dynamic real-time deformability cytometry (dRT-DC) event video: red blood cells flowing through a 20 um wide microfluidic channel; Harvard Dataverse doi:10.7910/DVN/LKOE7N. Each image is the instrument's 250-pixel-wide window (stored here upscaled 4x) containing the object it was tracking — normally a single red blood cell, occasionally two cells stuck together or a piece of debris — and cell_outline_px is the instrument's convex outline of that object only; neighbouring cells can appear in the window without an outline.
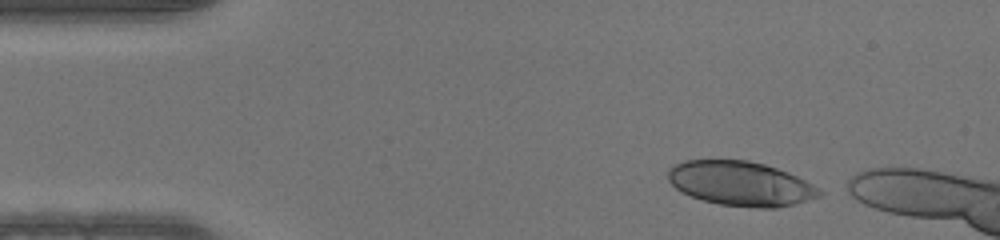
{"species": "human", "species_latin": "Homo sapiens", "temperature_condition": "warm", "stored_images_in_passage": 42, "camera_frame_rate_fps": 3000, "um_per_image_px": 0.085, "donor": {"sex": "male"}, "frame": {"image": 1, "passage_image": 1, "time_ms": 0.0, "image_size_px": [1000, 240], "cell_outline_px": [[824, 192], [820, 196], [792, 204], [776, 208], [756, 208], [720, 204], [704, 200], [692, 196], [676, 188], [668, 180], [668, 168], [684, 160], [748, 160], [764, 164], [788, 172], [820, 188]], "centroid_in_image_um": [62.96, 15.6], "position_along_channel_um": 22.0, "area_um2": 38.96}}
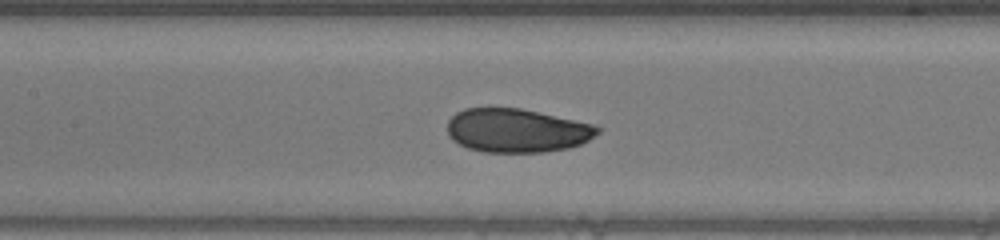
{"frame": {"image": 2, "passage_image": 17, "time_ms": 5.333, "image_size_px": [1000, 240], "cell_outline_px": [[600, 132], [588, 140], [580, 144], [568, 148], [544, 152], [484, 152], [468, 148], [452, 140], [448, 136], [448, 120], [456, 112], [464, 108], [520, 108], [596, 124], [600, 128]], "centroid_in_image_um": [43.94, 11.09], "position_along_channel_um": 163.5, "area_um2": 38.44}}
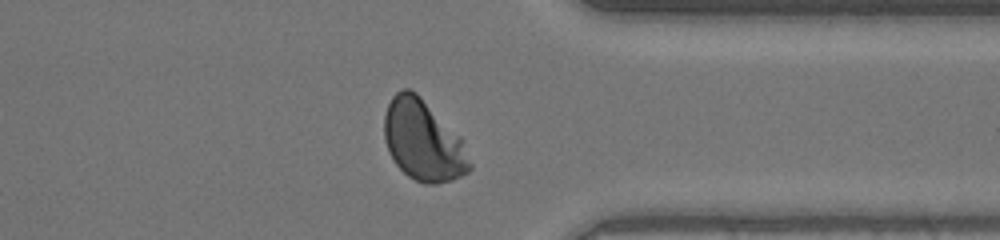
{"frame": {"image": 3, "passage_image": 33, "time_ms": 10.667, "image_size_px": [1000, 240], "cell_outline_px": [[472, 168], [468, 172], [452, 180], [436, 184], [424, 184], [408, 176], [396, 164], [388, 152], [384, 140], [384, 116], [388, 104], [392, 96], [400, 88], [408, 88], [416, 92], [464, 140], [472, 164]], "centroid_in_image_um": [35.97, 11.95], "position_along_channel_um": 375.4, "area_um2": 40.46}}